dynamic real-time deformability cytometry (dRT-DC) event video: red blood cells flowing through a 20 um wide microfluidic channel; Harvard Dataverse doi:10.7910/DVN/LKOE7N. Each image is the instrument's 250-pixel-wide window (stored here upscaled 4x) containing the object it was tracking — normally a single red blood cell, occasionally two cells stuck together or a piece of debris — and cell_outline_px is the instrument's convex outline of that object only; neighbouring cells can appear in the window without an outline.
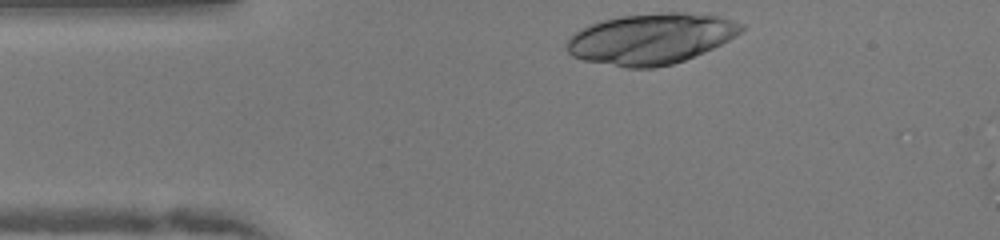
{"species": "human", "species_latin": "Homo sapiens", "temperature_condition": "warm", "stored_images_in_passage": 4, "camera_frame_rate_fps": 3000, "um_per_image_px": 0.085, "donor": {"sex": "female"}, "frame": {"image": 1, "passage_image": 1, "time_ms": 0.0, "image_size_px": [1000, 240], "cell_outline_px": [[744, 28], [736, 36], [704, 52], [684, 60], [672, 64], [656, 68], [628, 68], [584, 60], [572, 56], [568, 52], [564, 44], [576, 32], [592, 24], [604, 20], [620, 16], [660, 12], [684, 12], [720, 16], [744, 24]], "centroid_in_image_um": [55.35, 3.29], "position_along_channel_um": 29.7, "area_um2": 51.44}}